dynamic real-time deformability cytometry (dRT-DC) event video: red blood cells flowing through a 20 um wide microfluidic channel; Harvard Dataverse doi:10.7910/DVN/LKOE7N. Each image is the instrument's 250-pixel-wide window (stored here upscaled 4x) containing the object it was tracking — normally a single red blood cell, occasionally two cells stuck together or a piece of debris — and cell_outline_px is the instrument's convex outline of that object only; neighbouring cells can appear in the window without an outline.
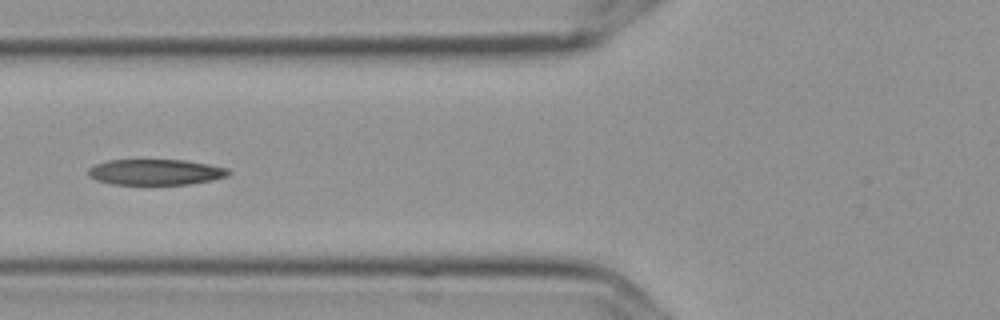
{"species": "Egyptian fruit bat (a non-hibernating species)", "species_latin": "Rousettus aegyptiacus", "temperature_condition": "cold", "stored_images_in_passage": 15, "camera_frame_rate_fps": 3000, "um_per_image_px": 0.085, "frame": {"image": 1, "passage_image": 6, "time_ms": 1.667, "image_size_px": [1000, 320], "cell_outline_px": [[232, 172], [228, 176], [212, 180], [188, 184], [112, 184], [96, 180], [88, 176], [88, 168], [96, 164], [108, 160], [184, 160], [208, 164], [228, 168]], "centroid_in_image_um": [13.23, 14.62], "position_along_channel_um": 112.6, "area_um2": 21.04}}
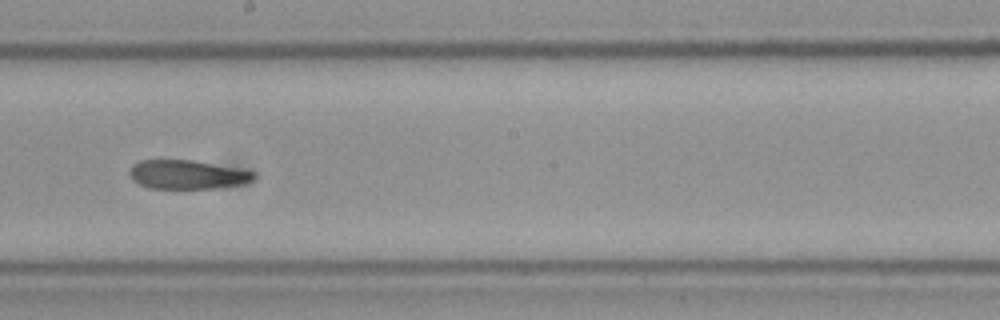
{"frame": {"image": 2, "passage_image": 9, "time_ms": 2.667, "image_size_px": [1000, 320], "cell_outline_px": [[256, 176], [252, 180], [244, 184], [212, 188], [148, 188], [132, 180], [128, 172], [132, 164], [140, 160], [192, 160], [256, 172]], "centroid_in_image_um": [15.88, 14.84], "position_along_channel_um": 232.3, "area_um2": 20.87}}
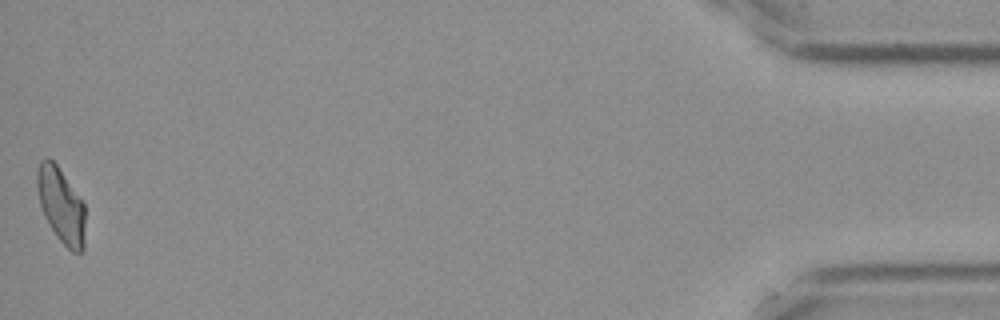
{"frame": {"image": 3, "passage_image": 15, "time_ms": 4.667, "image_size_px": [1000, 320], "cell_outline_px": [[84, 252], [72, 252], [56, 236], [44, 216], [40, 204], [36, 184], [36, 172], [40, 160], [44, 156], [48, 156], [56, 164], [84, 204]], "centroid_in_image_um": [5.16, 17.44], "position_along_channel_um": 430.0, "area_um2": 20.98}}